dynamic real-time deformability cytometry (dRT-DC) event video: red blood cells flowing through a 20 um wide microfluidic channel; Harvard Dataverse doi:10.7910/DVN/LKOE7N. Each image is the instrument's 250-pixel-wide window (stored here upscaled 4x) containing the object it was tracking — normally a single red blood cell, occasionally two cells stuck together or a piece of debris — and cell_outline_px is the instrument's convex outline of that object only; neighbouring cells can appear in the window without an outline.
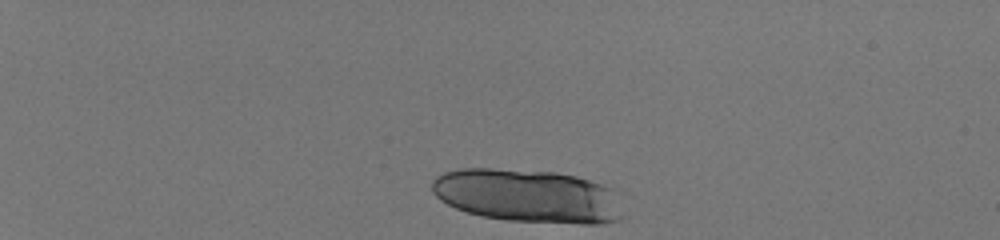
{"species": "human", "species_latin": "Homo sapiens", "temperature_condition": "room temperature", "stored_images_in_passage": 1, "camera_frame_rate_fps": 3000, "um_per_image_px": 0.085, "donor": {"sex": "male"}, "frame": {"image": 1, "passage_image": 1, "time_ms": 0.0, "image_size_px": [1000, 240], "cell_outline_px": [[624, 216], [620, 220], [600, 224], [580, 224], [508, 220], [480, 216], [456, 208], [440, 200], [432, 192], [432, 180], [436, 176], [444, 172], [460, 168], [492, 168], [556, 172], [576, 176], [600, 184], [608, 188]], "centroid_in_image_um": [44.79, 16.65], "position_along_channel_um": 40.2, "area_um2": 59.25}}